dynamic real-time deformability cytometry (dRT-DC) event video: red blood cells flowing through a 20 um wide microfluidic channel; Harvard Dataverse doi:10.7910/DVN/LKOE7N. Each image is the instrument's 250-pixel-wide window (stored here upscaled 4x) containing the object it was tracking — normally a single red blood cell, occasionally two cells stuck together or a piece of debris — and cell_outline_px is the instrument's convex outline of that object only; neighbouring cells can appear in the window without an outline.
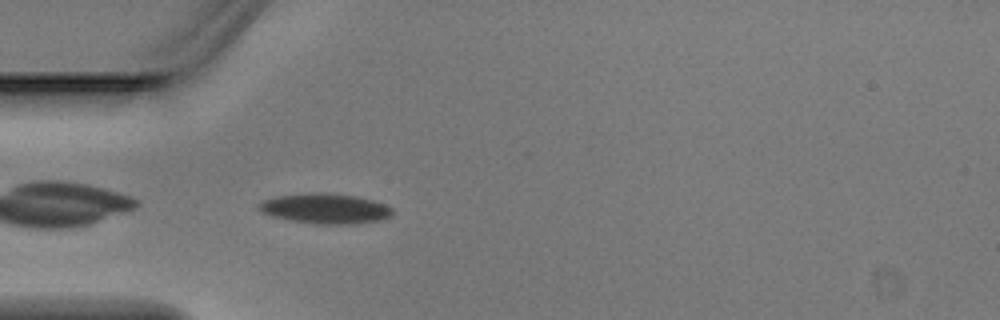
{"species": "Egyptian fruit bat (a non-hibernating species)", "species_latin": "Rousettus aegyptiacus", "temperature_condition": "warm", "stored_images_in_passage": 4, "camera_frame_rate_fps": 3000, "um_per_image_px": 0.085, "animal": {"sex": "male"}, "frame": {"image": 1, "passage_image": 4, "time_ms": 1.0, "image_size_px": [1000, 320], "cell_outline_px": [[392, 216], [380, 220], [352, 224], [320, 224], [292, 220], [272, 216], [260, 212], [256, 208], [264, 200], [276, 196], [308, 192], [328, 192], [356, 196], [372, 200], [384, 204], [392, 208]], "centroid_in_image_um": [27.63, 17.71], "position_along_channel_um": 57.4, "area_um2": 23.52}}